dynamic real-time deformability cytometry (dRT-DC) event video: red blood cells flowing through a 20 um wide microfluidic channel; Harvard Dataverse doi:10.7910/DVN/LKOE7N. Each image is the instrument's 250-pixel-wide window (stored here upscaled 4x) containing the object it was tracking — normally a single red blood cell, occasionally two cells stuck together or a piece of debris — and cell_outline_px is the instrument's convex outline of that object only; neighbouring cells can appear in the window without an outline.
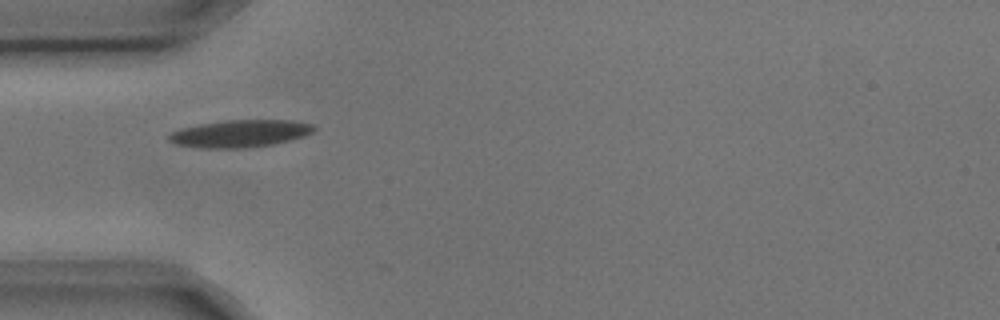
{"species": "common noctule bat (a hibernating species)", "species_latin": "Nyctalus noctula", "temperature_condition": "cold", "stored_images_in_passage": 7, "camera_frame_rate_fps": 3000, "um_per_image_px": 0.085, "animal": {"sex": "male", "body_mass_g": 17.9, "forearm_length_mm": 54.2}, "frame": {"image": 1, "passage_image": 1, "time_ms": 0.0, "image_size_px": [1000, 320], "cell_outline_px": [[316, 128], [312, 132], [304, 136], [272, 144], [248, 148], [200, 148], [176, 144], [168, 140], [168, 136], [172, 132], [180, 128], [200, 124], [224, 120], [292, 120], [312, 124]], "centroid_in_image_um": [20.39, 11.35], "position_along_channel_um": 64.6, "area_um2": 23.06}}
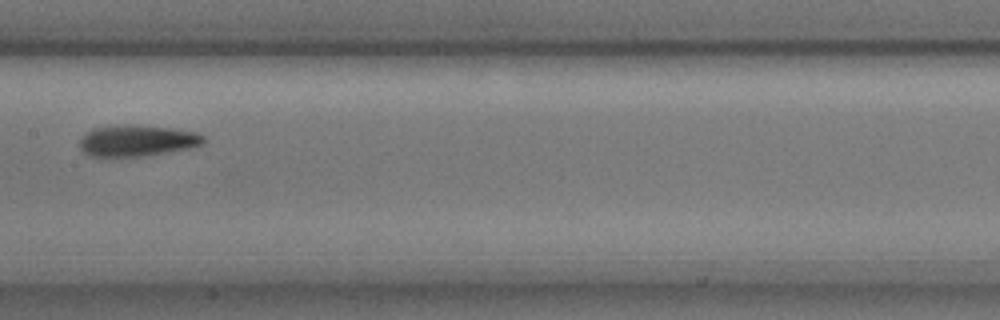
{"frame": {"image": 2, "passage_image": 4, "time_ms": 1.0, "image_size_px": [1000, 320], "cell_outline_px": [[204, 144], [188, 148], [148, 156], [112, 160], [88, 156], [80, 148], [80, 140], [92, 128], [172, 128], [196, 132], [204, 136]], "centroid_in_image_um": [11.63, 12.07], "position_along_channel_um": 195.8, "area_um2": 22.2}}
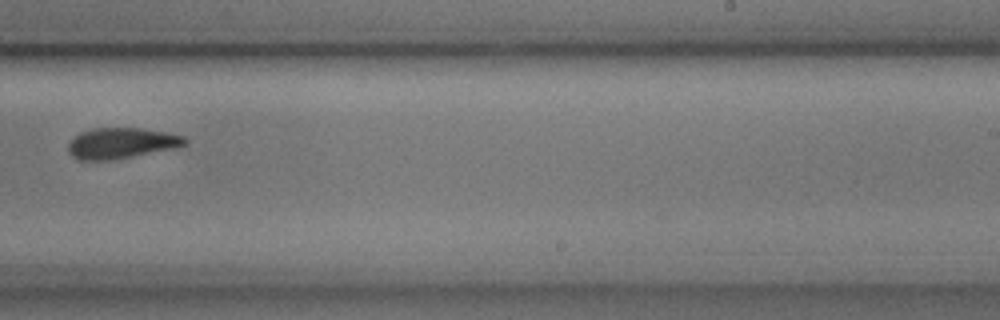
{"frame": {"image": 3, "passage_image": 6, "time_ms": 1.667, "image_size_px": [1000, 320], "cell_outline_px": [[188, 144], [176, 148], [112, 160], [80, 160], [72, 156], [68, 152], [68, 144], [80, 132], [92, 128], [144, 128], [168, 132], [184, 136], [188, 140]], "centroid_in_image_um": [10.36, 12.16], "position_along_channel_um": 278.6, "area_um2": 21.1}}